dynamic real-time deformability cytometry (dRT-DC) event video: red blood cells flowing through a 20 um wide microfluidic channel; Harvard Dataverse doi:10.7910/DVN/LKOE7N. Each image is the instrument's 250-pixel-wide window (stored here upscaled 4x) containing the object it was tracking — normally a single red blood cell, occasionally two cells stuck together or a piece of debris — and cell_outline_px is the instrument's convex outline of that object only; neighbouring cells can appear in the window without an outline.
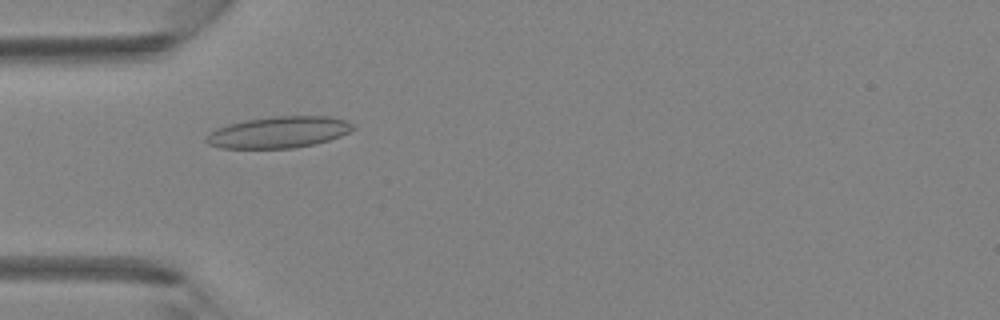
{"species": "Egyptian fruit bat (a non-hibernating species)", "species_latin": "Rousettus aegyptiacus", "temperature_condition": "room temperature", "stored_images_in_passage": 44, "camera_frame_rate_fps": 3000, "um_per_image_px": 0.085, "animal": {"sex": "female"}, "frame": {"image": 1, "passage_image": 14, "time_ms": 4.333, "image_size_px": [1000, 320], "cell_outline_px": [[356, 128], [340, 136], [328, 140], [312, 144], [292, 148], [220, 148], [208, 144], [204, 140], [208, 132], [216, 128], [228, 124], [244, 120], [272, 116], [328, 116], [344, 120], [352, 124]], "centroid_in_image_um": [23.63, 11.23], "position_along_channel_um": 61.4, "area_um2": 26.88}}
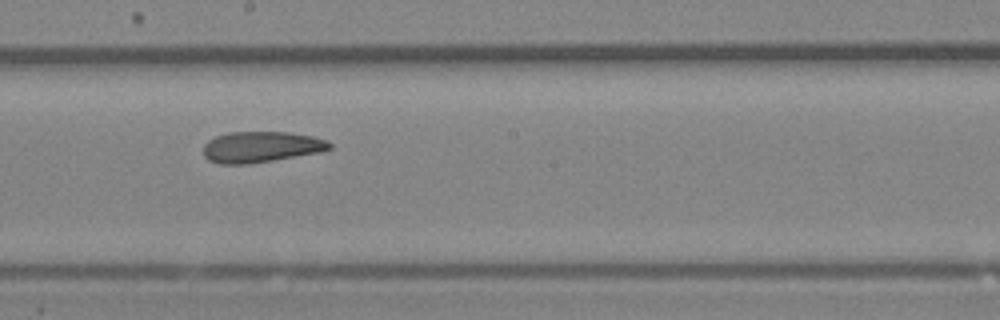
{"frame": {"image": 2, "passage_image": 25, "time_ms": 8.0, "image_size_px": [1000, 320], "cell_outline_px": [[332, 148], [320, 152], [248, 164], [220, 164], [208, 160], [204, 156], [204, 144], [208, 140], [216, 136], [228, 132], [288, 132], [312, 136], [328, 140], [332, 144]], "centroid_in_image_um": [22.19, 12.48], "position_along_channel_um": 226.0, "area_um2": 22.77}}
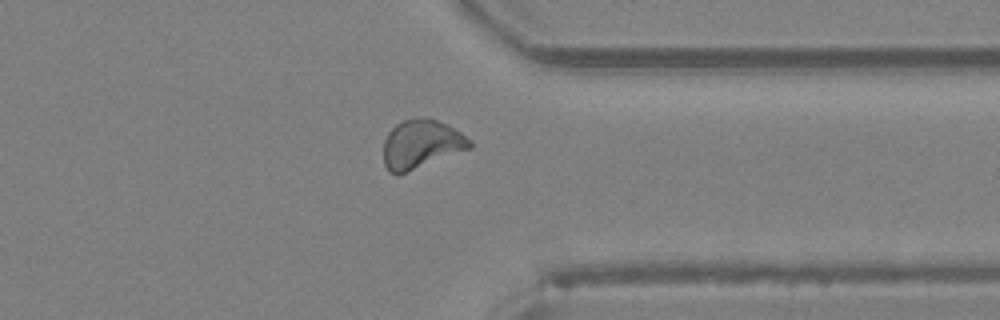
{"frame": {"image": 3, "passage_image": 35, "time_ms": 11.333, "image_size_px": [1000, 320], "cell_outline_px": [[472, 148], [396, 176], [388, 172], [384, 164], [384, 140], [388, 132], [396, 124], [404, 120], [416, 116], [424, 116], [448, 124], [472, 140]], "centroid_in_image_um": [35.8, 12.25], "position_along_channel_um": 375.6, "area_um2": 24.85}}